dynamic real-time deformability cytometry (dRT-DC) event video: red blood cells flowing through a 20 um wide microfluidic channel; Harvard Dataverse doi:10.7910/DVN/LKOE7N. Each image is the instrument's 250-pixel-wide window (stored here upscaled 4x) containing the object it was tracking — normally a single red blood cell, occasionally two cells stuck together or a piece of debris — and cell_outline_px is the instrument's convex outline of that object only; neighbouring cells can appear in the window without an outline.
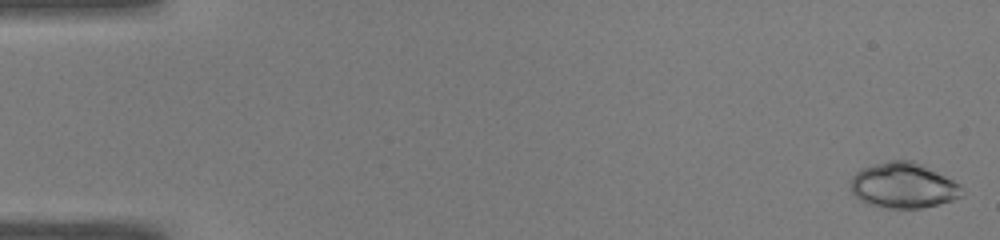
{"species": "common noctule bat (a hibernating species)", "species_latin": "Nyctalus noctula", "temperature_condition": "warm", "stored_images_in_passage": 50, "camera_frame_rate_fps": 3000, "um_per_image_px": 0.085, "animal": {"sex": "male", "body_mass_g": 19.0, "forearm_length_mm": 50.8}, "frame": {"image": 1, "passage_image": 1, "time_ms": 0.0, "image_size_px": [1000, 240], "cell_outline_px": [[964, 196], [952, 200], [920, 208], [888, 208], [868, 204], [860, 200], [852, 192], [852, 176], [856, 172], [864, 168], [876, 164], [892, 160], [912, 160], [960, 184], [964, 192]], "centroid_in_image_um": [76.8, 15.78], "position_along_channel_um": 8.2, "area_um2": 29.02}}
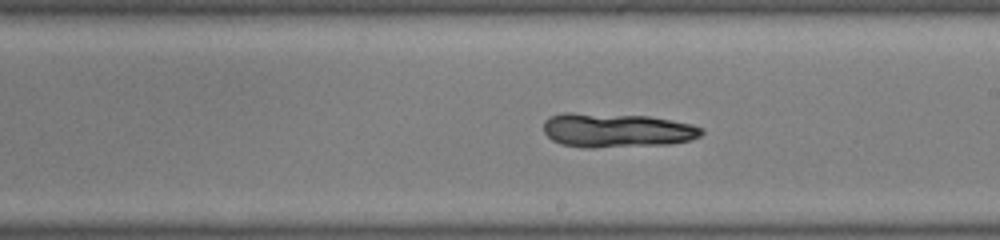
{"frame": {"image": 2, "passage_image": 29, "time_ms": 9.333, "image_size_px": [1000, 240], "cell_outline_px": [[704, 132], [700, 136], [692, 140], [668, 144], [592, 148], [584, 148], [560, 144], [552, 140], [544, 132], [544, 120], [552, 116], [564, 112], [572, 112], [648, 116], [692, 124], [704, 128]], "centroid_in_image_um": [52.41, 11.08], "position_along_channel_um": 236.6, "area_um2": 31.73}}
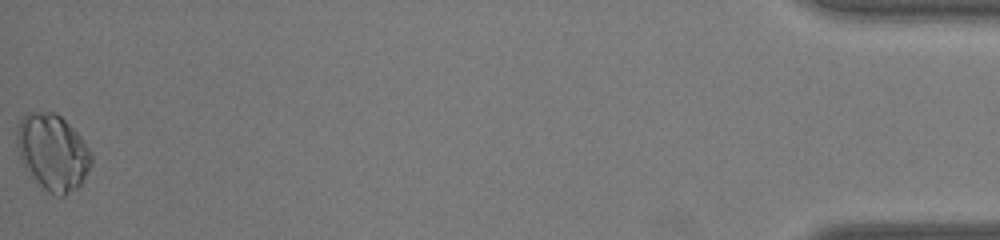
{"frame": {"image": 3, "passage_image": 50, "time_ms": 16.333, "image_size_px": [1000, 240], "cell_outline_px": [[92, 164], [80, 184], [76, 188], [64, 196], [60, 196], [44, 188], [40, 184], [28, 168], [20, 156], [16, 144], [16, 132], [20, 120], [28, 112], [56, 112], [80, 136], [92, 152]], "centroid_in_image_um": [4.5, 12.89], "position_along_channel_um": 430.7, "area_um2": 32.31}, "authors_computed_cell_mechanics": {"area_um2": 29.5358, "velocity_mm_per_s": 4.0845, "shape_relaxation_time_tau1_ms": 8.8296, "shape_relaxation_time_tau2_ms": null, "deformation_change_tau1": 0.2486, "deformation_change_tau2": null}}